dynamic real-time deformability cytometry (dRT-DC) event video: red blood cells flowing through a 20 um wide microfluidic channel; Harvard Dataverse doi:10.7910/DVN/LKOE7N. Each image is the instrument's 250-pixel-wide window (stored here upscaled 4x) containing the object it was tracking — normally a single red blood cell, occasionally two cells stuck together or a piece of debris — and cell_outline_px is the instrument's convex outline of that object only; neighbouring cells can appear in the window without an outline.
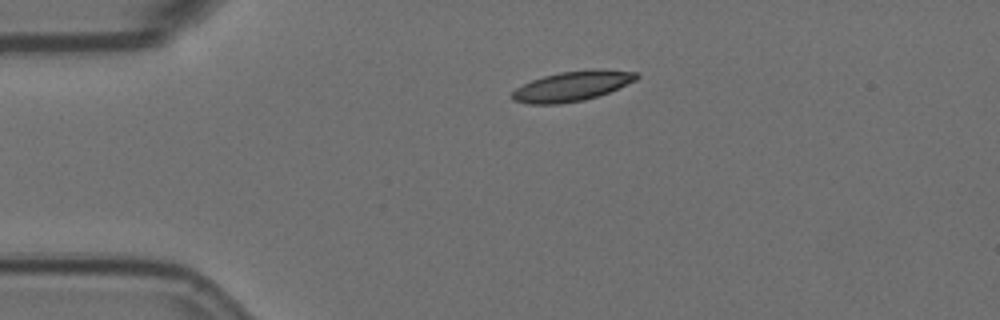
{"species": "Egyptian fruit bat (a non-hibernating species)", "species_latin": "Rousettus aegyptiacus", "temperature_condition": "room temperature", "stored_images_in_passage": 37, "camera_frame_rate_fps": 3000, "um_per_image_px": 0.085, "animal": {"sex": "female"}, "frame": {"image": 1, "passage_image": 1, "time_ms": 0.0, "image_size_px": [1000, 320], "cell_outline_px": [[640, 76], [636, 80], [608, 92], [584, 100], [556, 104], [528, 104], [512, 100], [512, 92], [516, 88], [532, 80], [544, 76], [560, 72], [592, 68], [640, 72]], "centroid_in_image_um": [48.65, 7.3], "position_along_channel_um": 36.4, "area_um2": 21.68}}
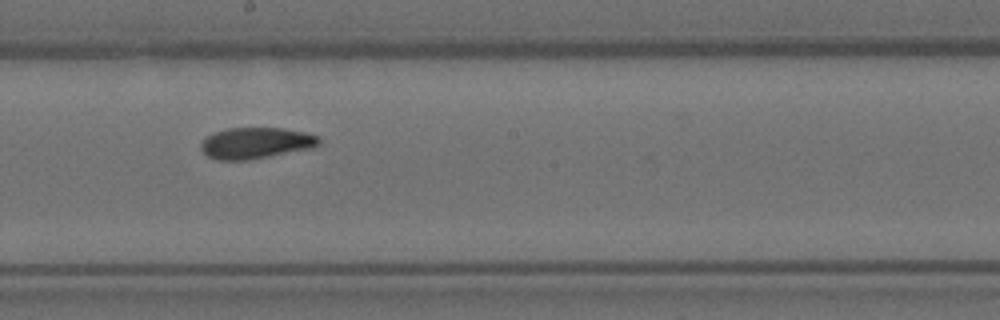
{"frame": {"image": 2, "passage_image": 20, "time_ms": 6.333, "image_size_px": [1000, 320], "cell_outline_px": [[320, 144], [312, 148], [244, 160], [216, 160], [208, 156], [200, 148], [200, 144], [208, 136], [216, 132], [228, 128], [284, 128], [304, 132], [320, 136]], "centroid_in_image_um": [21.76, 12.15], "position_along_channel_um": 226.4, "area_um2": 21.21}}
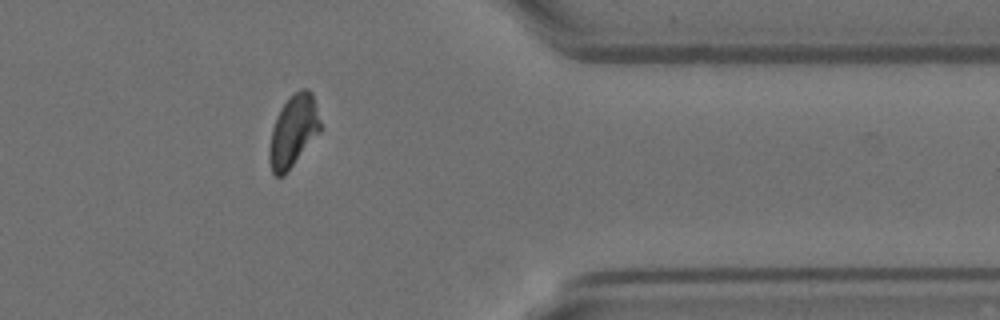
{"frame": {"image": 3, "passage_image": 35, "time_ms": 11.333, "image_size_px": [1000, 320], "cell_outline_px": [[320, 132], [284, 176], [276, 176], [272, 172], [268, 160], [268, 148], [272, 128], [276, 116], [280, 108], [288, 96], [292, 92], [300, 88], [308, 88], [312, 92], [320, 120]], "centroid_in_image_um": [24.9, 11.11], "position_along_channel_um": 386.5, "area_um2": 21.68}, "authors_computed_cell_mechanics": {"area_um2": 21.8484, "velocity_mm_per_s": 3.5461, "shape_relaxation_time_tau1_ms": 6.6897, "shape_relaxation_time_tau2_ms": 3.1807, "deformation_change_tau1": 0.1725, "deformation_change_tau2": 0.0865}}